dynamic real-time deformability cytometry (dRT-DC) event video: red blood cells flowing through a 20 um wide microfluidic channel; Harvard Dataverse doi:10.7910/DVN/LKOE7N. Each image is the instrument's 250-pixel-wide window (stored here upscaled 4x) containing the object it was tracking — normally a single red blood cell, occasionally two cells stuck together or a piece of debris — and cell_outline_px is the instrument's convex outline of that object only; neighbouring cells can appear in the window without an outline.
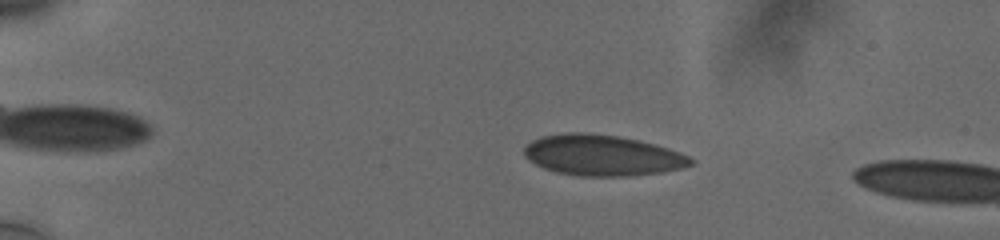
{"species": "human", "species_latin": "Homo sapiens", "temperature_condition": "cold", "stored_images_in_passage": 14, "camera_frame_rate_fps": 3000, "um_per_image_px": 0.085, "donor": {"sex": "male"}, "frame": {"image": 1, "passage_image": 10, "time_ms": 3.333, "image_size_px": [1000, 240], "cell_outline_px": [[692, 164], [680, 168], [660, 172], [620, 176], [580, 176], [556, 172], [544, 168], [536, 164], [524, 156], [524, 148], [532, 140], [544, 136], [572, 132], [584, 132], [616, 136], [636, 140], [652, 144], [688, 156], [692, 160]], "centroid_in_image_um": [51.12, 13.2], "position_along_channel_um": 33.9, "area_um2": 38.73}}